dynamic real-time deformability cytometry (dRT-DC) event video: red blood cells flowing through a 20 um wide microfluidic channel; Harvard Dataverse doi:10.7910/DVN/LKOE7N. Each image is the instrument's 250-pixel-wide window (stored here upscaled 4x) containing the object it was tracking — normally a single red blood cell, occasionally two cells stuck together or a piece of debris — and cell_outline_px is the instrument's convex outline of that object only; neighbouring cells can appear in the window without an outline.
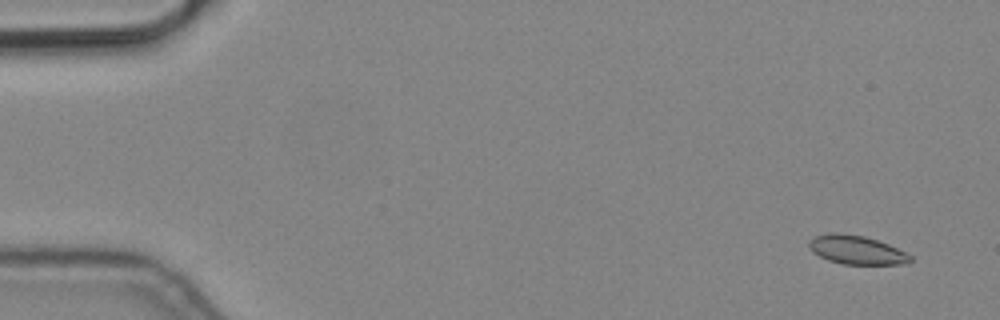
{"species": "common noctule bat (a hibernating species)", "species_latin": "Nyctalus noctula", "temperature_condition": "cold", "stored_images_in_passage": 5, "camera_frame_rate_fps": 3000, "um_per_image_px": 0.085, "animal": {"sex": "male", "body_mass_g": 19.2, "forearm_length_mm": 51.8}, "frame": {"image": 1, "passage_image": 1, "time_ms": 0.0, "image_size_px": [1000, 320], "cell_outline_px": [[912, 260], [908, 264], [844, 264], [828, 260], [812, 252], [808, 248], [808, 240], [816, 236], [832, 232], [840, 232], [864, 236], [888, 244], [912, 256]], "centroid_in_image_um": [72.77, 21.24], "position_along_channel_um": 12.2, "area_um2": 16.99}}
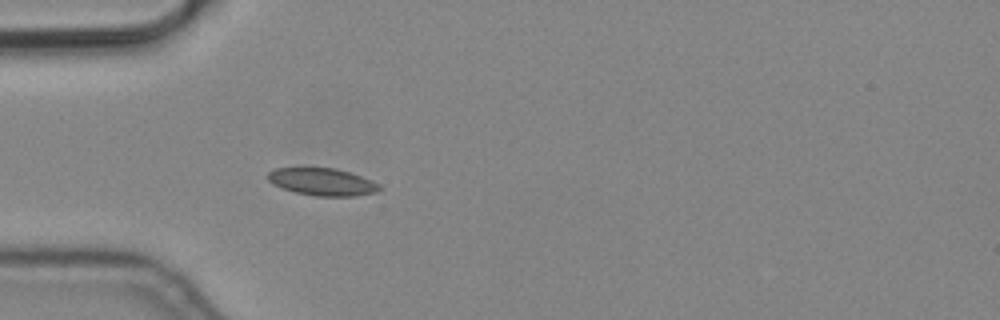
{"frame": {"image": 2, "passage_image": 5, "time_ms": 1.333, "image_size_px": [1000, 320], "cell_outline_px": [[384, 188], [380, 192], [356, 196], [316, 196], [296, 192], [272, 184], [268, 180], [268, 172], [276, 168], [336, 168], [372, 180], [380, 184]], "centroid_in_image_um": [27.46, 15.47], "position_along_channel_um": 57.5, "area_um2": 17.86}}